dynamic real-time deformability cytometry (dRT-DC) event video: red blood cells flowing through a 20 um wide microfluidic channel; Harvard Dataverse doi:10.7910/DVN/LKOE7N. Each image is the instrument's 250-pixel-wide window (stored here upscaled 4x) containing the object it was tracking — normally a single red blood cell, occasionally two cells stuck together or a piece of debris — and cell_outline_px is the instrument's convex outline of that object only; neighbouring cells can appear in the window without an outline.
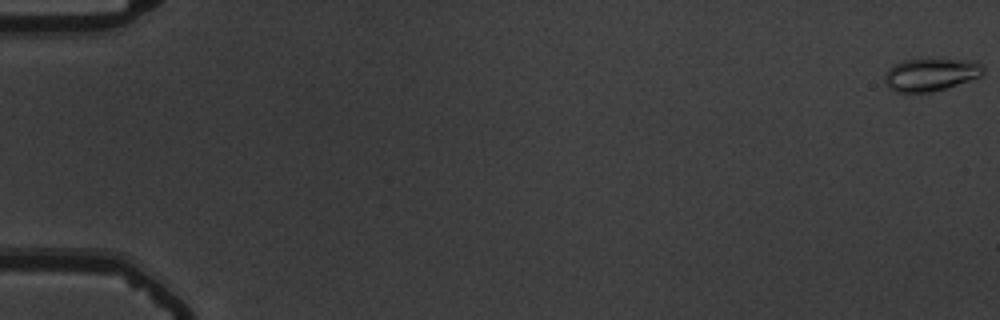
{"species": "common noctule bat (a hibernating species)", "species_latin": "Nyctalus noctula", "temperature_condition": "warm", "stored_images_in_passage": 55, "camera_frame_rate_fps": 3000, "um_per_image_px": 0.085, "animal": {"sex": "male", "body_mass_g": 19.5, "forearm_length_mm": 54.6}, "frame": {"image": 1, "passage_image": 1, "time_ms": 0.0, "image_size_px": [1000, 320], "cell_outline_px": [[984, 72], [980, 76], [944, 88], [928, 92], [896, 92], [888, 88], [884, 80], [884, 72], [888, 68], [904, 60], [956, 60], [980, 64], [984, 68]], "centroid_in_image_um": [79.01, 6.36], "position_along_channel_um": 6.0, "area_um2": 18.15}}
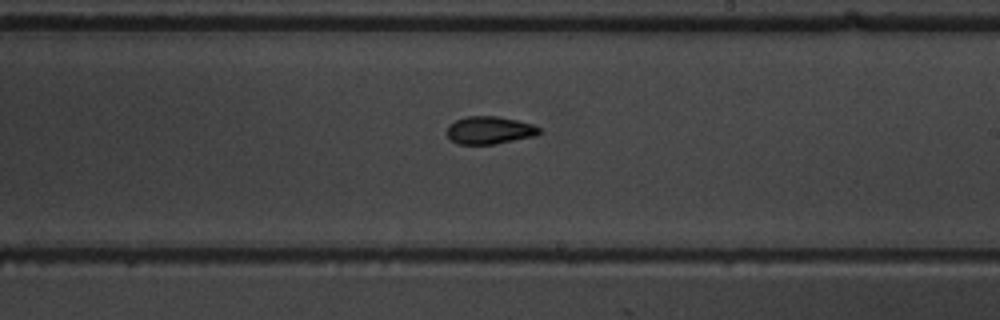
{"frame": {"image": 2, "passage_image": 34, "time_ms": 11.0, "image_size_px": [1000, 320], "cell_outline_px": [[540, 132], [536, 136], [492, 144], [456, 144], [448, 136], [448, 124], [456, 120], [468, 116], [496, 116], [516, 120], [532, 124], [540, 128]], "centroid_in_image_um": [41.6, 11.07], "position_along_channel_um": 247.4, "area_um2": 14.74}}
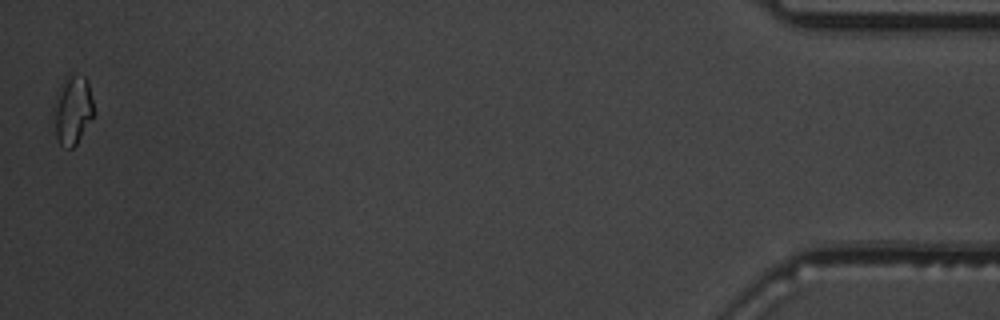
{"frame": {"image": 3, "passage_image": 55, "time_ms": 18.0, "image_size_px": [1000, 320], "cell_outline_px": [[96, 112], [76, 144], [72, 148], [64, 148], [60, 144], [56, 136], [52, 108], [56, 92], [64, 76], [68, 72], [84, 76], [88, 80]], "centroid_in_image_um": [6.16, 9.28], "position_along_channel_um": 429.0, "area_um2": 16.82}, "authors_computed_cell_mechanics": {"area_um2": 15.3748, "velocity_mm_per_s": 3.8086, "shape_relaxation_time_tau1_ms": 4.8702, "shape_relaxation_time_tau2_ms": 1.9618, "deformation_change_tau1": 0.1227, "deformation_change_tau2": 0.0698}}